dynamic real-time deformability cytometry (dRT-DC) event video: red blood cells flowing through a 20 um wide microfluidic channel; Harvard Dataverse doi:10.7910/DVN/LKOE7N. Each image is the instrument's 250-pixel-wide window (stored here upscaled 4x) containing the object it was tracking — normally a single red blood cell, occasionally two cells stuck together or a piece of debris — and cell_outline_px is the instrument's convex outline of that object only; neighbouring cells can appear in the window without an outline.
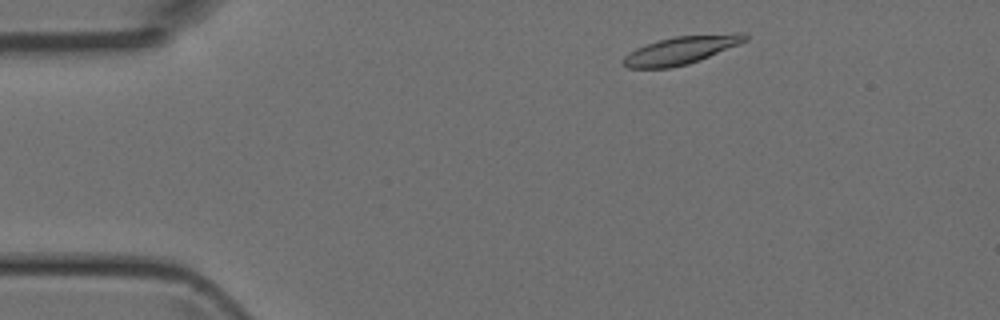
{"species": "Egyptian fruit bat (a non-hibernating species)", "species_latin": "Rousettus aegyptiacus", "temperature_condition": "room temperature", "stored_images_in_passage": 43, "camera_frame_rate_fps": 3000, "um_per_image_px": 0.085, "animal": {"sex": "female"}, "frame": {"image": 1, "passage_image": 3, "time_ms": 0.667, "image_size_px": [1000, 320], "cell_outline_px": [[748, 40], [740, 44], [700, 60], [688, 64], [668, 68], [628, 68], [620, 64], [620, 60], [624, 56], [636, 48], [660, 40], [676, 36], [736, 32], [744, 32], [748, 36]], "centroid_in_image_um": [57.91, 4.26], "position_along_channel_um": 27.1, "area_um2": 20.06}}
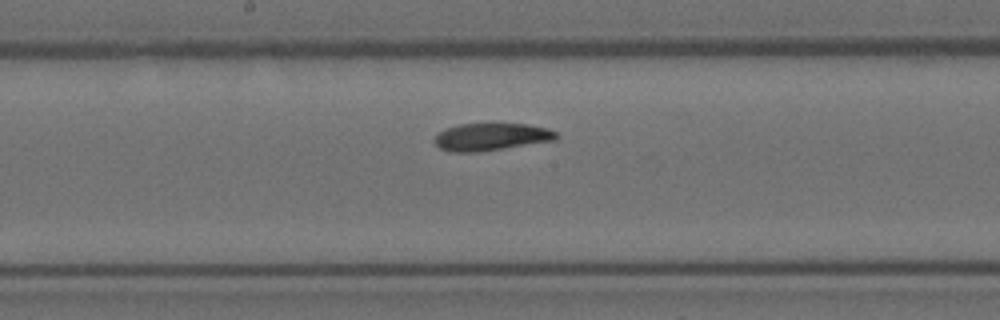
{"frame": {"image": 2, "passage_image": 20, "time_ms": 6.333, "image_size_px": [1000, 320], "cell_outline_px": [[560, 136], [556, 140], [476, 152], [452, 152], [440, 148], [432, 140], [444, 128], [460, 124], [492, 120], [528, 124], [548, 128], [556, 132]], "centroid_in_image_um": [41.76, 11.57], "position_along_channel_um": 206.4, "area_um2": 20.35}}
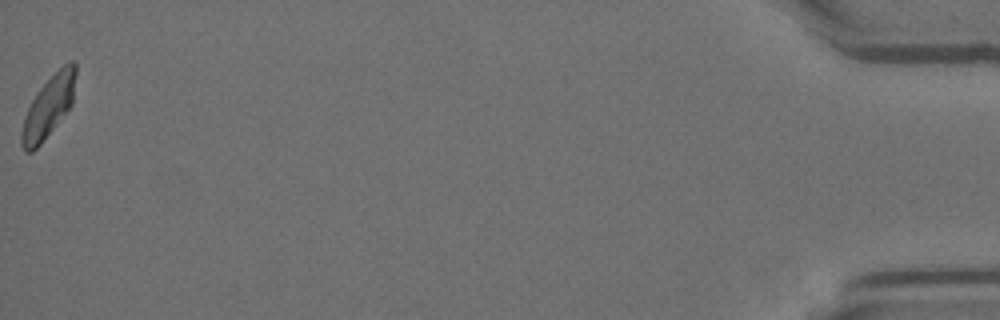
{"frame": {"image": 3, "passage_image": 43, "time_ms": 14.0, "image_size_px": [1000, 320], "cell_outline_px": [[76, 72], [72, 104], [40, 144], [32, 152], [24, 152], [20, 144], [20, 132], [24, 116], [36, 92], [64, 64], [72, 60], [76, 64]], "centroid_in_image_um": [4.09, 9.1], "position_along_channel_um": 431.1, "area_um2": 19.07}}